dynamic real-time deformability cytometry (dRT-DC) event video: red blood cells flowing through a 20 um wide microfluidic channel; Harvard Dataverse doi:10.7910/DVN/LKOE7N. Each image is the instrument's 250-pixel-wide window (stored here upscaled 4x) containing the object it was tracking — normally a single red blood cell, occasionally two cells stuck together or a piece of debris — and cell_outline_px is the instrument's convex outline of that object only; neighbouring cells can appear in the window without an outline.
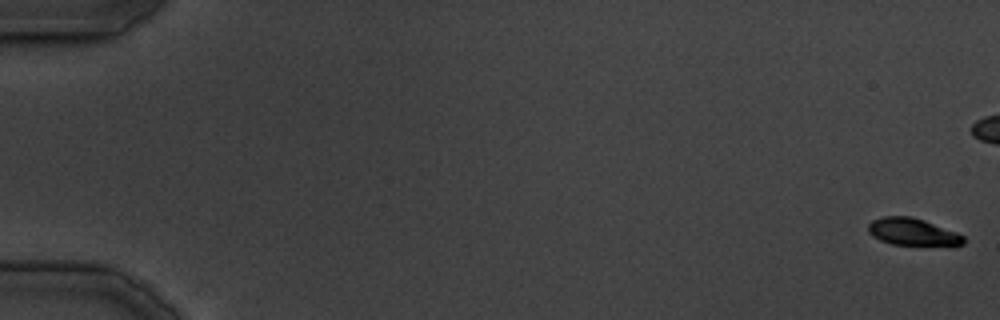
{"species": "common noctule bat (a hibernating species)", "species_latin": "Nyctalus noctula", "temperature_condition": "cold", "stored_images_in_passage": 9, "camera_frame_rate_fps": 3000, "um_per_image_px": 0.085, "animal": {"sex": "male", "body_mass_g": 19.5, "forearm_length_mm": 54.6}, "frame": {"image": 1, "passage_image": 1, "time_ms": 0.0, "image_size_px": [1000, 320], "cell_outline_px": [[964, 244], [956, 248], [952, 248], [892, 244], [880, 240], [872, 236], [868, 232], [868, 224], [872, 220], [884, 216], [912, 216], [924, 220], [956, 232], [964, 236]], "centroid_in_image_um": [77.65, 19.76], "position_along_channel_um": 7.3, "area_um2": 15.84}}